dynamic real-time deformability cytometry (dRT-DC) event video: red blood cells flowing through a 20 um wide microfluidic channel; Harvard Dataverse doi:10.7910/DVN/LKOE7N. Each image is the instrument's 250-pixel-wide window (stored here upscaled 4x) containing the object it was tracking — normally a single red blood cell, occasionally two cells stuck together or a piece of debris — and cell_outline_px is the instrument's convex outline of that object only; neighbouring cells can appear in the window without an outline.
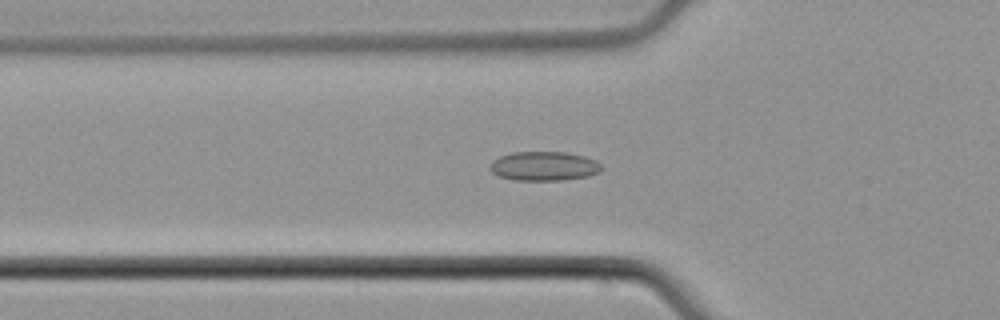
{"species": "common noctule bat (a hibernating species)", "species_latin": "Nyctalus noctula", "temperature_condition": "cold", "stored_images_in_passage": 42, "camera_frame_rate_fps": 3000, "um_per_image_px": 0.085, "animal": {"sex": "male", "body_mass_g": 21.5, "forearm_length_mm": 52.0}, "frame": {"image": 1, "passage_image": 6, "time_ms": 1.667, "image_size_px": [1000, 320], "cell_outline_px": [[604, 168], [600, 172], [588, 176], [564, 180], [512, 180], [500, 176], [492, 172], [492, 160], [500, 156], [512, 152], [564, 152], [584, 156], [596, 160]], "centroid_in_image_um": [46.28, 14.12], "position_along_channel_um": 79.5, "area_um2": 18.96}}
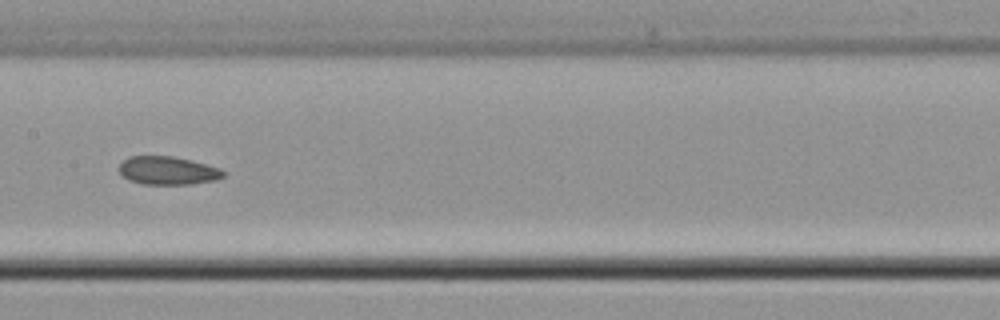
{"frame": {"image": 2, "passage_image": 15, "time_ms": 4.667, "image_size_px": [1000, 320], "cell_outline_px": [[224, 176], [216, 180], [188, 184], [140, 184], [128, 180], [120, 172], [120, 164], [128, 156], [172, 156], [192, 160], [220, 168], [224, 172]], "centroid_in_image_um": [14.26, 14.5], "position_along_channel_um": 193.1, "area_um2": 17.11}}
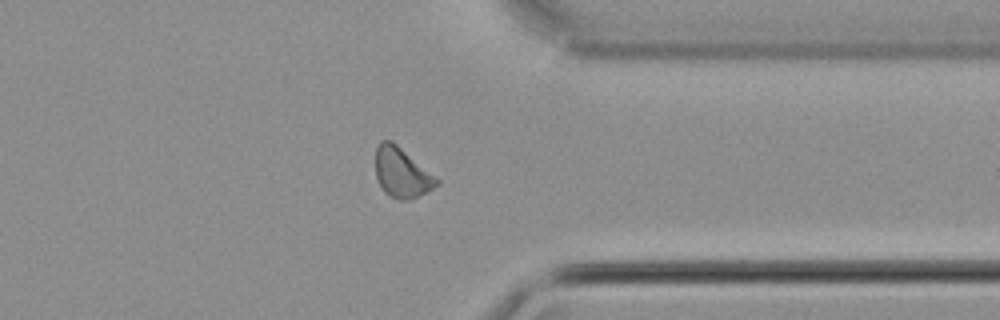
{"frame": {"image": 3, "passage_image": 30, "time_ms": 9.667, "image_size_px": [1000, 320], "cell_outline_px": [[440, 184], [408, 200], [400, 200], [388, 196], [384, 192], [376, 176], [376, 148], [380, 140], [392, 140], [440, 180]], "centroid_in_image_um": [34.13, 14.66], "position_along_channel_um": 377.3, "area_um2": 17.57}}